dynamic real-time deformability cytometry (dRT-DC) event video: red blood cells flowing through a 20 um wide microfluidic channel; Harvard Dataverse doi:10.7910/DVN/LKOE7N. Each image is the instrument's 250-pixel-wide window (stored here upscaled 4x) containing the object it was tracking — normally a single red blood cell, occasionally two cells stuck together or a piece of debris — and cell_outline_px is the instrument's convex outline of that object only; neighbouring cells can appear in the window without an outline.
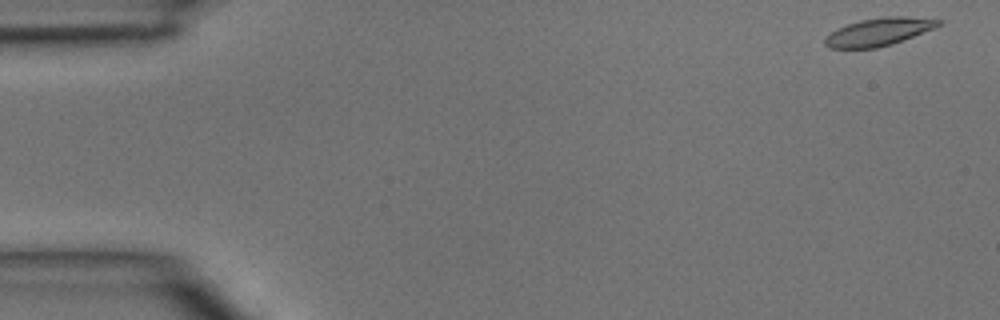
{"species": "common noctule bat (a hibernating species)", "species_latin": "Nyctalus noctula", "temperature_condition": "room temperature", "stored_images_in_passage": 4, "camera_frame_rate_fps": 3000, "um_per_image_px": 0.085, "animal": {"sex": "male", "body_mass_g": 15.6}, "frame": {"image": 1, "passage_image": 1, "time_ms": 0.0, "image_size_px": [1000, 320], "cell_outline_px": [[944, 20], [940, 24], [932, 28], [892, 44], [876, 48], [828, 48], [824, 44], [824, 36], [836, 28], [860, 20], [884, 16], [904, 16]], "centroid_in_image_um": [74.62, 2.7], "position_along_channel_um": 10.4, "area_um2": 18.26}}
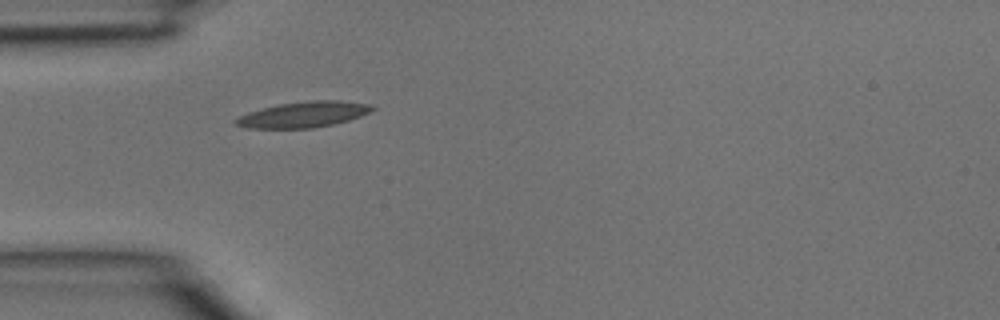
{"frame": {"image": 2, "passage_image": 4, "time_ms": 1.0, "image_size_px": [1000, 320], "cell_outline_px": [[376, 108], [372, 112], [348, 120], [332, 124], [312, 128], [248, 128], [236, 124], [232, 120], [248, 112], [280, 104], [312, 100], [340, 100], [372, 104]], "centroid_in_image_um": [25.85, 9.72], "position_along_channel_um": 59.2, "area_um2": 20.4}}